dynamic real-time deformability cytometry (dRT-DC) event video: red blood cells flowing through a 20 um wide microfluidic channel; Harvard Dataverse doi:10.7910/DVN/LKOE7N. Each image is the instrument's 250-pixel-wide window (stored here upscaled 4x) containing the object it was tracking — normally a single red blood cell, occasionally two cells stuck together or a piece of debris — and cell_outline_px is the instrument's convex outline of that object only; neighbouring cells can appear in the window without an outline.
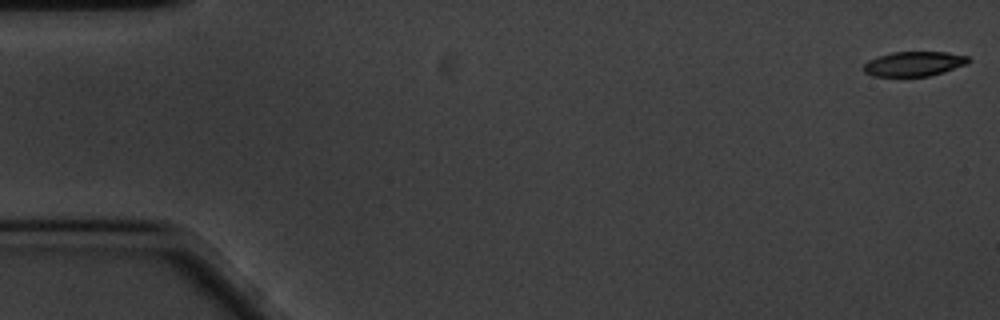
{"species": "common noctule bat (a hibernating species)", "species_latin": "Nyctalus noctula", "temperature_condition": "cold", "stored_images_in_passage": 59, "camera_frame_rate_fps": 3000, "um_per_image_px": 0.085, "animal": {"sex": "male", "body_mass_g": 20.1, "forearm_length_mm": 53.5}, "frame": {"image": 1, "passage_image": 1, "time_ms": 0.0, "image_size_px": [1000, 320], "cell_outline_px": [[972, 60], [968, 64], [928, 76], [872, 76], [864, 72], [864, 64], [868, 60], [876, 56], [892, 52], [948, 52], [968, 56]], "centroid_in_image_um": [77.69, 5.41], "position_along_channel_um": 7.3, "area_um2": 15.14}}
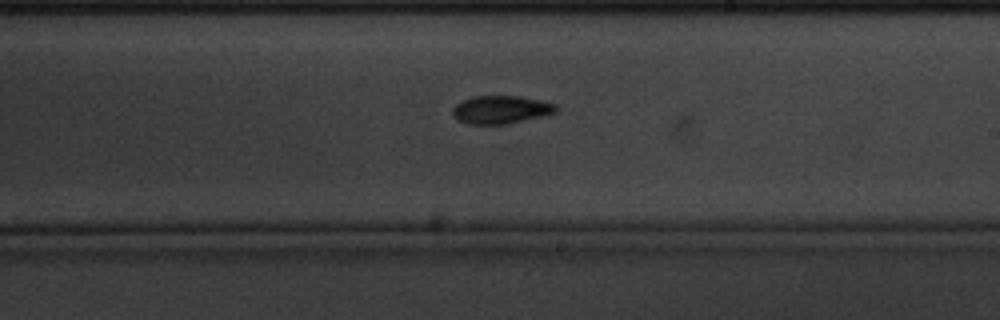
{"frame": {"image": 2, "passage_image": 34, "time_ms": 11.0, "image_size_px": [1000, 320], "cell_outline_px": [[560, 108], [556, 112], [540, 116], [504, 124], [468, 124], [452, 116], [452, 108], [456, 104], [472, 96], [520, 96], [540, 100], [556, 104]], "centroid_in_image_um": [42.57, 9.31], "position_along_channel_um": 246.4, "area_um2": 16.76}}
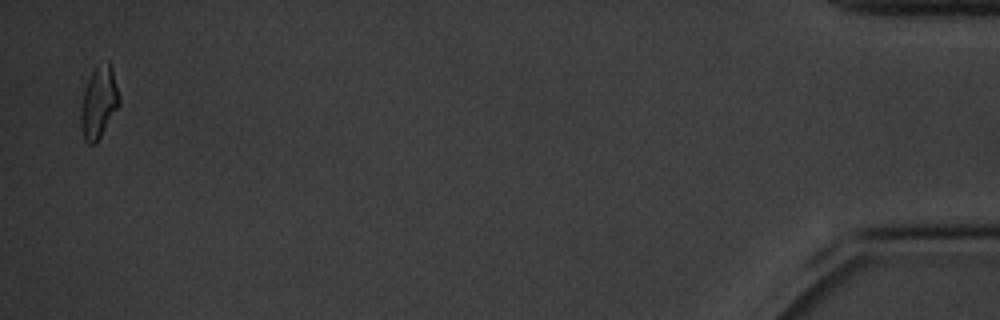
{"frame": {"image": 3, "passage_image": 58, "time_ms": 19.0, "image_size_px": [1000, 320], "cell_outline_px": [[120, 104], [96, 144], [88, 144], [84, 140], [80, 128], [80, 108], [84, 92], [88, 80], [96, 64], [108, 60], [112, 68], [120, 96]], "centroid_in_image_um": [8.39, 8.71], "position_along_channel_um": 426.8, "area_um2": 16.3}, "authors_computed_cell_mechanics": {"area_um2": 16.5308, "velocity_mm_per_s": 3.3822, "shape_relaxation_time_tau1_ms": 4.9686, "shape_relaxation_time_tau2_ms": null, "deformation_change_tau1": 0.1506, "deformation_change_tau2": null}}